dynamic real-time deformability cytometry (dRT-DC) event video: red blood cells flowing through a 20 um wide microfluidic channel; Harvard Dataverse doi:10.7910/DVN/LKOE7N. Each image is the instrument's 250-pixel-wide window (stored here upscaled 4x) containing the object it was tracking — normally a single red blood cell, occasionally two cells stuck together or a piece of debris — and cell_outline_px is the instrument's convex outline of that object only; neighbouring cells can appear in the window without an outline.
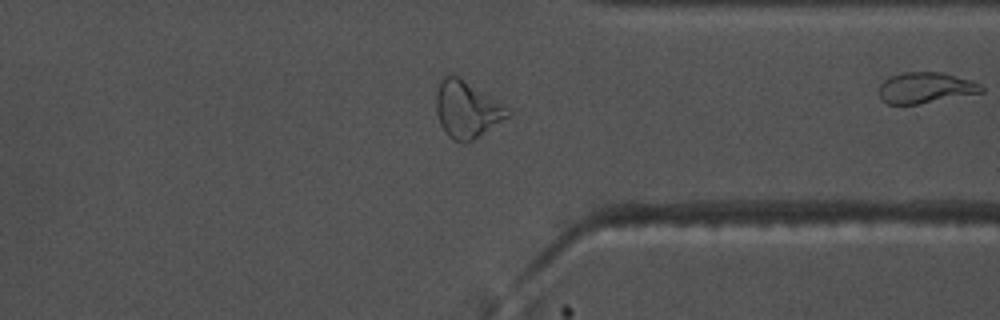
{"species": "common noctule bat (a hibernating species)", "species_latin": "Nyctalus noctula", "temperature_condition": "warm", "stored_images_in_passage": 42, "camera_frame_rate_fps": 3000, "um_per_image_px": 0.085, "animal": {"sex": "male", "body_mass_g": 17.5, "forearm_length_mm": 52.3}, "frame": {"image": 1, "passage_image": 42, "time_ms": 13.667, "image_size_px": [1000, 320], "cell_outline_px": [[984, 92], [916, 104], [888, 104], [880, 96], [880, 84], [884, 80], [892, 76], [904, 72], [940, 72], [968, 80], [980, 84], [984, 88]], "centroid_in_image_um": [78.66, 7.46], "position_along_channel_um": 332.7, "area_um2": 17.98}}